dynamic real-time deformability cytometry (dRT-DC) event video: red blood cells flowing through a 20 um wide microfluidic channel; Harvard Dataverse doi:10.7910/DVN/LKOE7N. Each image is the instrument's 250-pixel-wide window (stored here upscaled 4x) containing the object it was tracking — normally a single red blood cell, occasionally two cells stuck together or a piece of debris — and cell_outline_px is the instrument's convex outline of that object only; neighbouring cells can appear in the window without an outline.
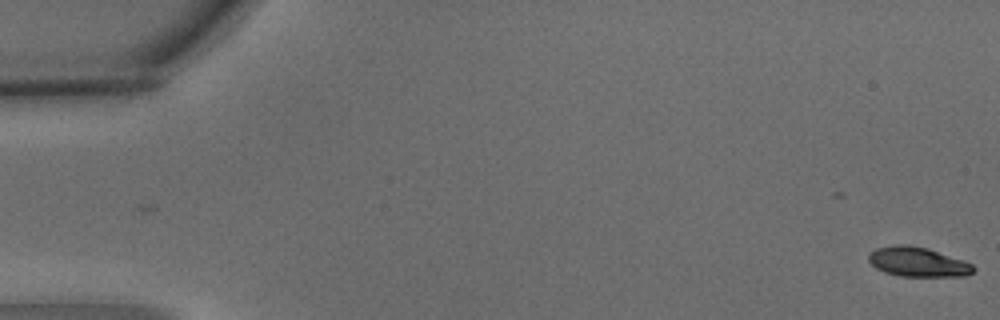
{"species": "common noctule bat (a hibernating species)", "species_latin": "Nyctalus noctula", "temperature_condition": "warm", "stored_images_in_passage": 5, "camera_frame_rate_fps": 3000, "um_per_image_px": 0.085, "animal": {"sex": "male", "body_mass_g": 15.6}, "frame": {"image": 1, "passage_image": 1, "time_ms": 0.0, "image_size_px": [1000, 320], "cell_outline_px": [[976, 268], [972, 272], [964, 276], [900, 276], [884, 272], [876, 268], [868, 260], [868, 252], [876, 248], [896, 244], [908, 244], [928, 248], [964, 260], [972, 264]], "centroid_in_image_um": [77.99, 22.25], "position_along_channel_um": 7.0, "area_um2": 18.21}}
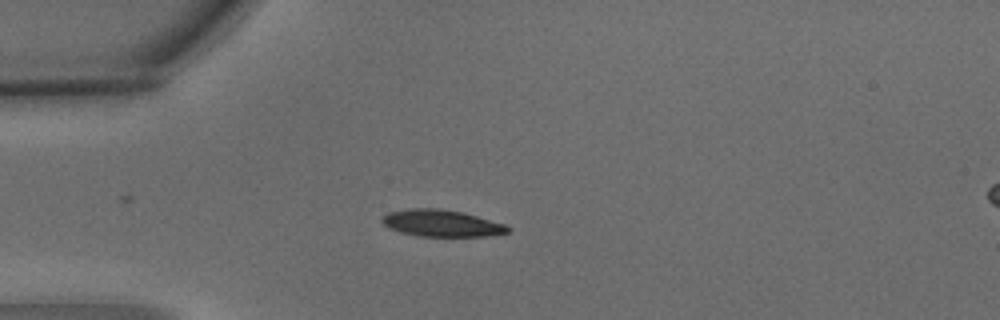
{"frame": {"image": 2, "passage_image": 5, "time_ms": 1.333, "image_size_px": [1000, 320], "cell_outline_px": [[512, 228], [508, 232], [484, 236], [416, 236], [400, 232], [384, 224], [380, 220], [388, 212], [408, 208], [440, 208], [464, 212], [504, 224]], "centroid_in_image_um": [37.52, 18.96], "position_along_channel_um": 47.5, "area_um2": 19.59}}